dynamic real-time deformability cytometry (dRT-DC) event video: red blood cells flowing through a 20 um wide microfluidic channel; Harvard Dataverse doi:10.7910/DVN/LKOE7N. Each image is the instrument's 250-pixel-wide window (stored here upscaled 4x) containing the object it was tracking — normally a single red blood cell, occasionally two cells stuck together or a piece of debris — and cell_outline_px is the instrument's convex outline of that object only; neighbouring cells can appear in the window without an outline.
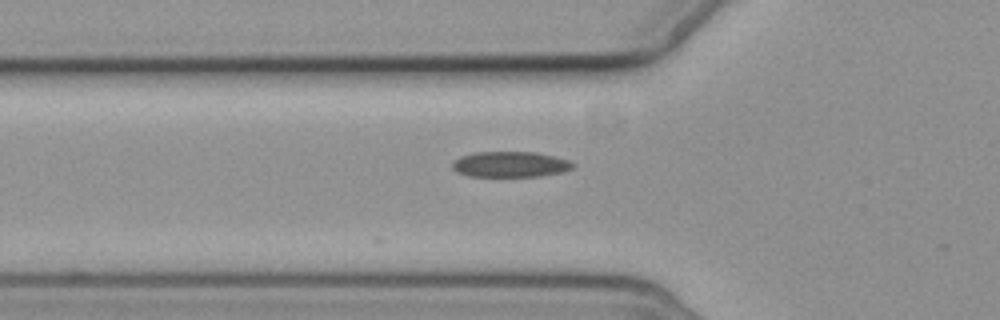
{"species": "common noctule bat (a hibernating species)", "species_latin": "Nyctalus noctula", "temperature_condition": "cold", "stored_images_in_passage": 3, "segment_of_instrument_passage": [1, 2], "camera_frame_rate_fps": 3000, "um_per_image_px": 0.085, "animal": {"sex": "female", "body_mass_g": 19.3, "forearm_length_mm": 54.1}, "frame": {"image": 1, "passage_image": 2, "time_ms": 1.0, "image_size_px": [1000, 320], "cell_outline_px": [[576, 164], [572, 168], [564, 172], [540, 176], [468, 176], [456, 172], [452, 168], [452, 160], [460, 156], [472, 152], [536, 152], [568, 160]], "centroid_in_image_um": [43.33, 13.97], "position_along_channel_um": 82.5, "area_um2": 18.15}}